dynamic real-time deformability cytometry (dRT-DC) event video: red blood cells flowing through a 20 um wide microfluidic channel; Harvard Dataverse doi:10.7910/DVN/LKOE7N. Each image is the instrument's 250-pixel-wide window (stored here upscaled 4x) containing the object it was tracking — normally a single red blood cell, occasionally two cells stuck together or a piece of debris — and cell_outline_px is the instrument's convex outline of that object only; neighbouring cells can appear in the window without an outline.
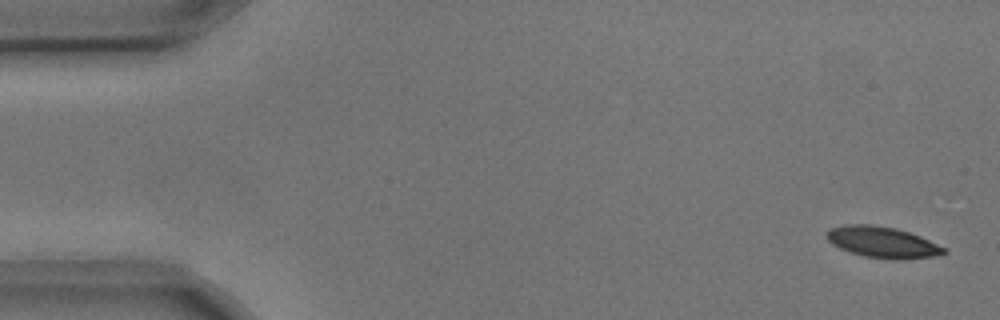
{"species": "common noctule bat (a hibernating species)", "species_latin": "Nyctalus noctula", "temperature_condition": "cold", "stored_images_in_passage": 3, "camera_frame_rate_fps": 3000, "um_per_image_px": 0.085, "animal": {"sex": "male", "body_mass_g": 17.9, "forearm_length_mm": 54.2}, "frame": {"image": 1, "passage_image": 1, "time_ms": 0.0, "image_size_px": [1000, 320], "cell_outline_px": [[948, 252], [932, 256], [900, 260], [892, 260], [864, 256], [840, 248], [832, 244], [828, 240], [828, 232], [832, 228], [848, 224], [872, 224], [896, 228], [920, 236], [948, 248]], "centroid_in_image_um": [75.07, 20.59], "position_along_channel_um": 9.9, "area_um2": 21.15}}